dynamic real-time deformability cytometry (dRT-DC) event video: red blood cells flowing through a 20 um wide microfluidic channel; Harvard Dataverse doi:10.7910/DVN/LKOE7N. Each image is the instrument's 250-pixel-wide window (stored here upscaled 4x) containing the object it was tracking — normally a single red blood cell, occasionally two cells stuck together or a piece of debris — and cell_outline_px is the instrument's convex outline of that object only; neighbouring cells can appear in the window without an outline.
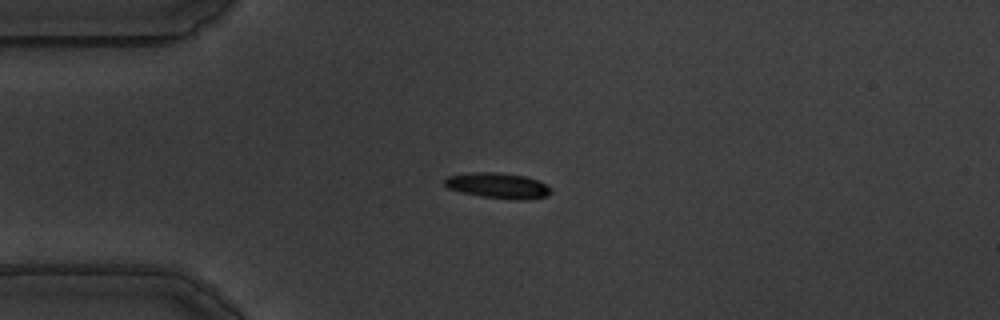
{"species": "common noctule bat (a hibernating species)", "species_latin": "Nyctalus noctula", "temperature_condition": "warm", "stored_images_in_passage": 44, "camera_frame_rate_fps": 3000, "um_per_image_px": 0.085, "animal": {"sex": "male", "body_mass_g": 19.5, "forearm_length_mm": 54.6}, "frame": {"image": 1, "passage_image": 1, "time_ms": 0.0, "image_size_px": [1000, 320], "cell_outline_px": [[552, 192], [548, 196], [520, 200], [516, 200], [480, 196], [460, 192], [448, 188], [444, 184], [444, 180], [448, 176], [468, 172], [496, 172], [524, 176], [540, 180], [552, 188]], "centroid_in_image_um": [42.34, 15.77], "position_along_channel_um": 42.7, "area_um2": 16.01}}
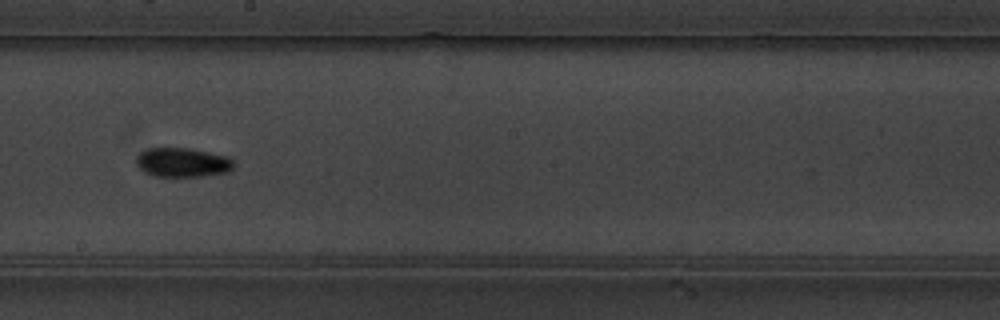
{"frame": {"image": 2, "passage_image": 19, "time_ms": 6.0, "image_size_px": [1000, 320], "cell_outline_px": [[232, 168], [228, 172], [204, 176], [156, 176], [144, 172], [136, 164], [136, 156], [140, 152], [148, 148], [188, 148], [228, 156], [232, 160]], "centroid_in_image_um": [15.49, 13.8], "position_along_channel_um": 232.7, "area_um2": 16.53}}
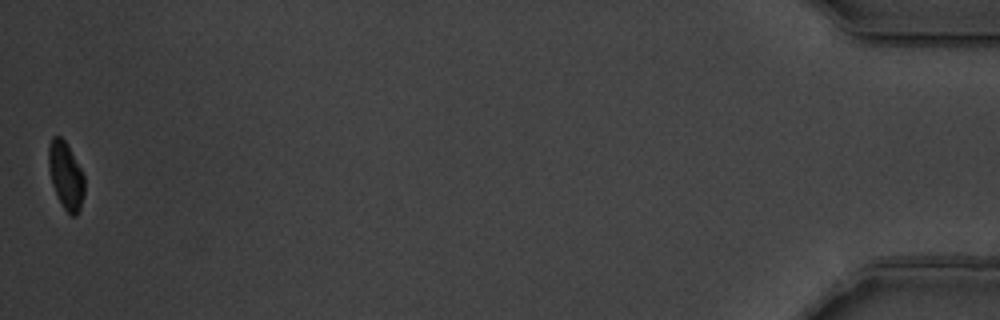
{"frame": {"image": 3, "passage_image": 44, "time_ms": 14.333, "image_size_px": [1000, 320], "cell_outline_px": [[84, 196], [80, 208], [76, 216], [72, 216], [64, 208], [52, 184], [48, 168], [48, 144], [52, 136], [60, 136], [68, 144], [84, 176]], "centroid_in_image_um": [5.58, 14.88], "position_along_channel_um": 429.6, "area_um2": 14.05}, "authors_computed_cell_mechanics": {"area_um2": 15.8083, "velocity_mm_per_s": 3.5192, "shape_relaxation_time_tau1_ms": 4.1819, "shape_relaxation_time_tau2_ms": 6.2462, "deformation_change_tau1": 0.1898, "deformation_change_tau2": 0.1082}}